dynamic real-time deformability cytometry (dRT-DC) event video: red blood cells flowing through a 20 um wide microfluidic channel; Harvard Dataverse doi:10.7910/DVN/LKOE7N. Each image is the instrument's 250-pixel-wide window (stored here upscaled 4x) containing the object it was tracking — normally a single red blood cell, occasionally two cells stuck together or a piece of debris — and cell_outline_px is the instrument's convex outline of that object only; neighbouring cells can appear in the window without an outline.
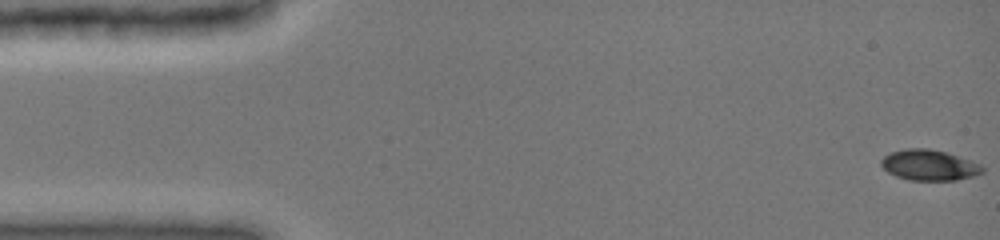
{"species": "common noctule bat (a hibernating species)", "species_latin": "Nyctalus noctula", "temperature_condition": "cold", "stored_images_in_passage": 10, "camera_frame_rate_fps": 3000, "um_per_image_px": 0.085, "animal": {"sex": "female", "body_mass_g": 19.0, "forearm_length_mm": 51.5}, "frame": {"image": 1, "passage_image": 1, "time_ms": 0.0, "image_size_px": [1000, 240], "cell_outline_px": [[984, 172], [976, 176], [956, 180], [908, 180], [896, 176], [888, 172], [880, 164], [880, 160], [884, 156], [892, 152], [904, 148], [928, 148], [944, 152], [980, 164], [984, 168]], "centroid_in_image_um": [78.97, 14.04], "position_along_channel_um": 6.0, "area_um2": 18.03}}